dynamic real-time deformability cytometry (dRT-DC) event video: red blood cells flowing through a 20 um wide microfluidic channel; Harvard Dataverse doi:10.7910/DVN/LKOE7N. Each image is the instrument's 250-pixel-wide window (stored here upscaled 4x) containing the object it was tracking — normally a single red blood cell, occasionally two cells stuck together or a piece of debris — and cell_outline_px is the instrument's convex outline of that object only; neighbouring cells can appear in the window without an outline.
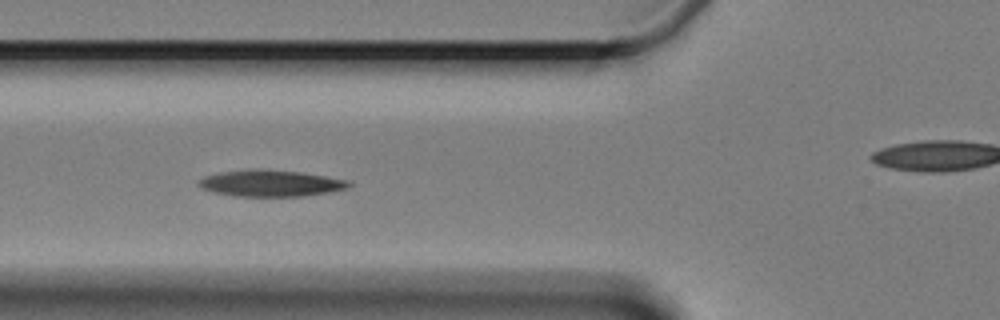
{"species": "Egyptian fruit bat (a non-hibernating species)", "species_latin": "Rousettus aegyptiacus", "temperature_condition": "cold", "stored_images_in_passage": 6, "segment_of_instrument_passage": [1, 2], "camera_frame_rate_fps": 3000, "um_per_image_px": 0.085, "animal": {"sex": "female"}, "frame": {"image": 1, "passage_image": 3, "time_ms": 4.333, "image_size_px": [1000, 320], "cell_outline_px": [[352, 184], [348, 188], [328, 192], [304, 196], [232, 196], [212, 192], [196, 184], [204, 176], [220, 172], [256, 168], [300, 172], [348, 180]], "centroid_in_image_um": [22.98, 15.57], "position_along_channel_um": 102.8, "area_um2": 23.12}}
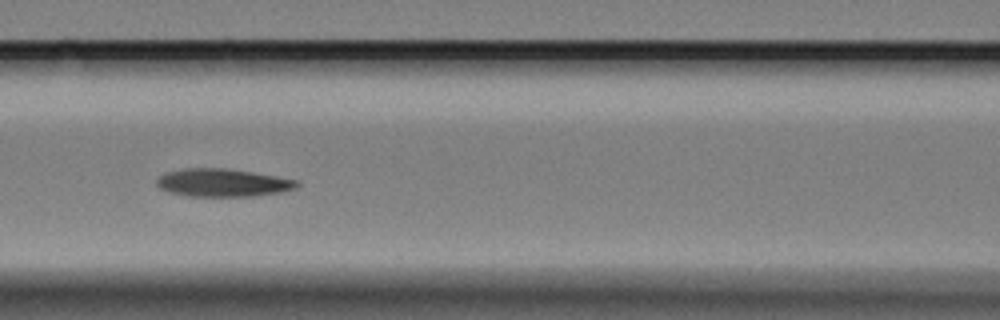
{"frame": {"image": 2, "passage_image": 4, "time_ms": 5.667, "image_size_px": [1000, 320], "cell_outline_px": [[300, 184], [296, 188], [284, 192], [252, 196], [184, 196], [168, 192], [160, 188], [156, 184], [156, 180], [160, 176], [168, 172], [188, 168], [224, 168], [252, 172], [300, 180]], "centroid_in_image_um": [18.97, 15.54], "position_along_channel_um": 147.6, "area_um2": 22.89}}
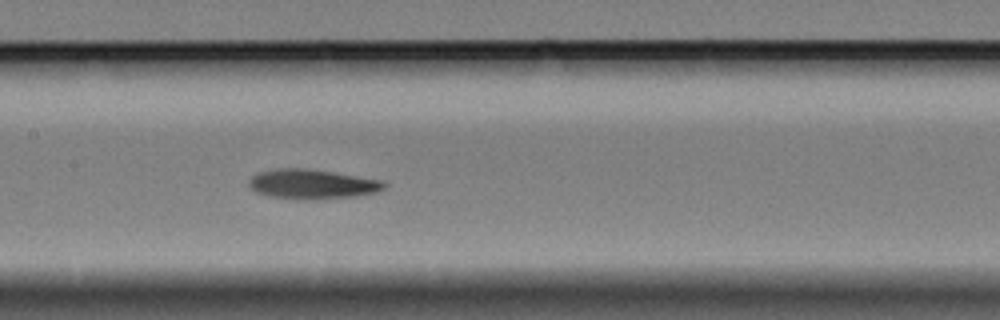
{"frame": {"image": 3, "passage_image": 5, "time_ms": 6.667, "image_size_px": [1000, 320], "cell_outline_px": [[388, 184], [384, 188], [376, 192], [352, 196], [308, 200], [304, 200], [268, 196], [256, 192], [248, 188], [248, 180], [256, 172], [276, 168], [308, 168], [384, 180]], "centroid_in_image_um": [26.48, 15.64], "position_along_channel_um": 180.9, "area_um2": 23.64}}